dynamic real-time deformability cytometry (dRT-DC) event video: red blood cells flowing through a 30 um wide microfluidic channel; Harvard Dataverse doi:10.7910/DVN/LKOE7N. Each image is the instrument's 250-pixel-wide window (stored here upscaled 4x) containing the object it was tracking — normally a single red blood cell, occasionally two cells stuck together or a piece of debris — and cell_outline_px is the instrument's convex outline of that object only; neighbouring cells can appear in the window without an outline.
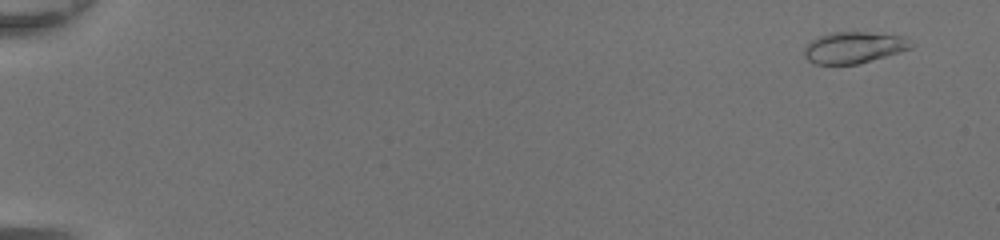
{"species": "common noctule bat (a hibernating species)", "species_latin": "Nyctalus noctula", "temperature_condition": "room temperature", "stored_images_in_passage": 50, "camera_frame_rate_fps": 3000, "um_per_image_px": 0.085, "animal": {"sex": "female", "body_mass_g": 20.0, "forearm_length_mm": 54.0}, "frame": {"image": 1, "passage_image": 4, "time_ms": 1.0, "image_size_px": [1000, 240], "cell_outline_px": [[916, 44], [912, 48], [856, 64], [812, 64], [804, 56], [804, 48], [816, 36], [832, 32], [868, 32], [904, 36]], "centroid_in_image_um": [72.57, 4.02], "position_along_channel_um": 12.4, "area_um2": 19.59}}
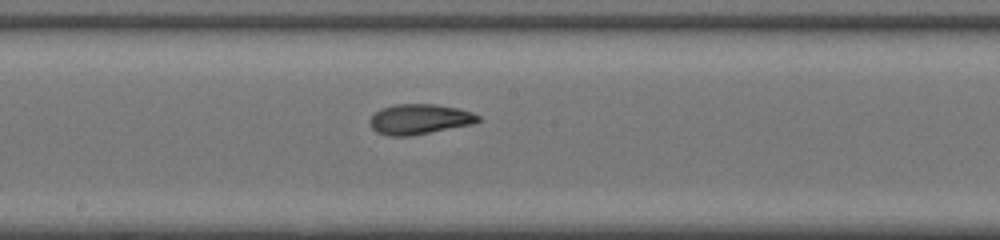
{"frame": {"image": 2, "passage_image": 30, "time_ms": 9.667, "image_size_px": [1000, 240], "cell_outline_px": [[484, 120], [472, 124], [412, 136], [388, 136], [376, 132], [368, 124], [368, 120], [380, 108], [392, 104], [436, 104], [456, 108], [472, 112], [480, 116]], "centroid_in_image_um": [35.64, 10.13], "position_along_channel_um": 212.6, "area_um2": 19.36}}
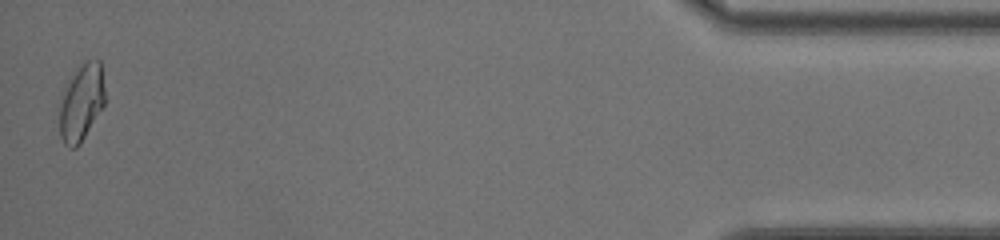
{"frame": {"image": 3, "passage_image": 50, "time_ms": 16.333, "image_size_px": [1000, 240], "cell_outline_px": [[104, 108], [80, 144], [76, 148], [68, 148], [64, 144], [60, 136], [60, 108], [68, 80], [80, 64], [88, 60], [100, 60], [104, 88]], "centroid_in_image_um": [6.94, 8.75], "position_along_channel_um": 428.3, "area_um2": 20.29}, "authors_computed_cell_mechanics": {"area_um2": 19.3052, "velocity_mm_per_s": 4.3918, "shape_relaxation_time_tau1_ms": 3.9799, "shape_relaxation_time_tau2_ms": 1.3923, "deformation_change_tau1": 0.1699, "deformation_change_tau2": 0.0687}}